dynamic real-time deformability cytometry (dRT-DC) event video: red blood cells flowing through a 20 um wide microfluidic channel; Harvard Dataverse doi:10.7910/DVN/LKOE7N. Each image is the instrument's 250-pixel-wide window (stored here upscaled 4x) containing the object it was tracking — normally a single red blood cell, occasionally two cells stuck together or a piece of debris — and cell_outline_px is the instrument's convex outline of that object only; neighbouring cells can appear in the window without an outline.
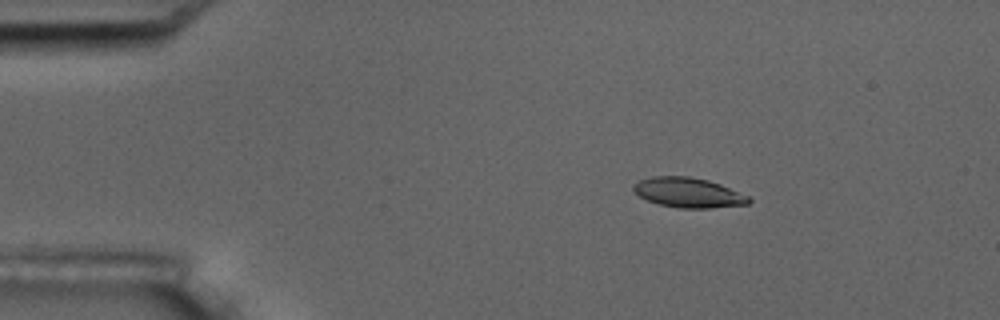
{"species": "common noctule bat (a hibernating species)", "species_latin": "Nyctalus noctula", "temperature_condition": "room temperature", "stored_images_in_passage": 4, "camera_frame_rate_fps": 3000, "um_per_image_px": 0.085, "animal": {"sex": "male", "body_mass_g": 17.5, "forearm_length_mm": 52.3}, "frame": {"image": 1, "passage_image": 2, "time_ms": 1.333, "image_size_px": [1000, 320], "cell_outline_px": [[752, 200], [748, 204], [712, 208], [680, 208], [660, 204], [648, 200], [640, 196], [632, 188], [632, 184], [640, 180], [652, 176], [688, 176], [708, 180], [720, 184], [752, 196]], "centroid_in_image_um": [58.56, 16.37], "position_along_channel_um": 26.4, "area_um2": 20.17}}